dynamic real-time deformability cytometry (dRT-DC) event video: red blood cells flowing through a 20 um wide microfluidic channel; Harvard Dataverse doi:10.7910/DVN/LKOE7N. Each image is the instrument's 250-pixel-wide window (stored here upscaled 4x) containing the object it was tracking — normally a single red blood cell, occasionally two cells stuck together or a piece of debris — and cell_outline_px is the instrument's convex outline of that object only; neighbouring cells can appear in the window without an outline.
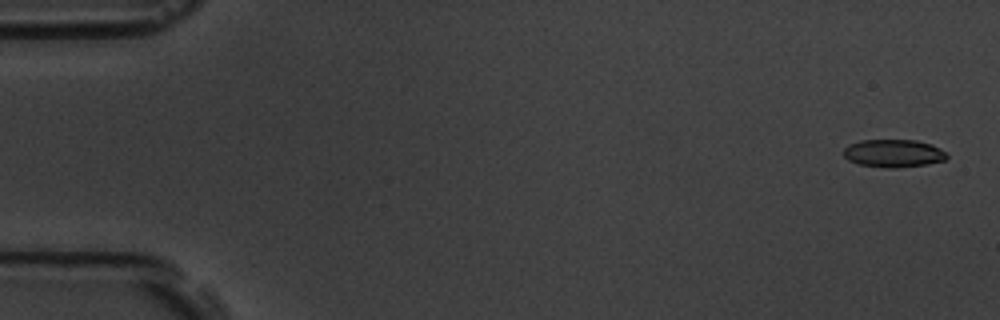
{"species": "common noctule bat (a hibernating species)", "species_latin": "Nyctalus noctula", "temperature_condition": "room temperature", "stored_images_in_passage": 15, "camera_frame_rate_fps": 3000, "um_per_image_px": 0.085, "animal": {"sex": "male", "body_mass_g": 19.5, "forearm_length_mm": 54.6}, "frame": {"image": 1, "passage_image": 1, "time_ms": 0.0, "image_size_px": [1000, 320], "cell_outline_px": [[948, 156], [944, 160], [928, 164], [896, 168], [888, 168], [860, 164], [848, 160], [844, 156], [844, 148], [848, 144], [860, 140], [916, 140], [932, 144], [940, 148]], "centroid_in_image_um": [75.94, 13.02], "position_along_channel_um": 9.1, "area_um2": 16.76}}
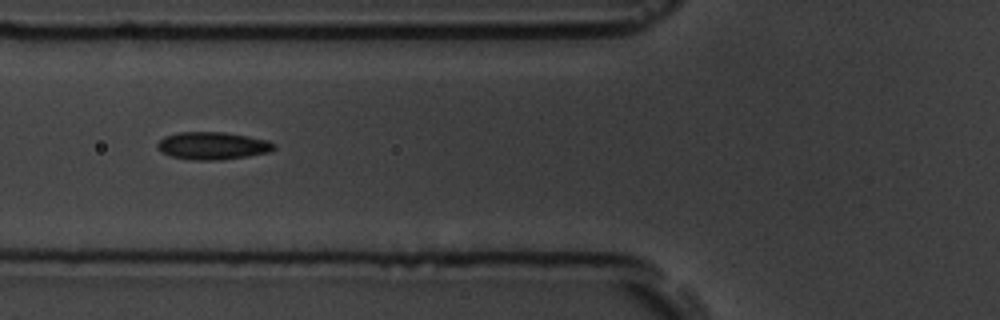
{"frame": {"image": 2, "passage_image": 6, "time_ms": 6.667, "image_size_px": [1000, 320], "cell_outline_px": [[276, 148], [272, 152], [248, 156], [220, 160], [196, 160], [172, 156], [160, 152], [156, 148], [156, 144], [164, 136], [180, 132], [224, 132], [248, 136], [268, 140], [276, 144]], "centroid_in_image_um": [18.1, 12.39], "position_along_channel_um": 107.7, "area_um2": 18.9}}
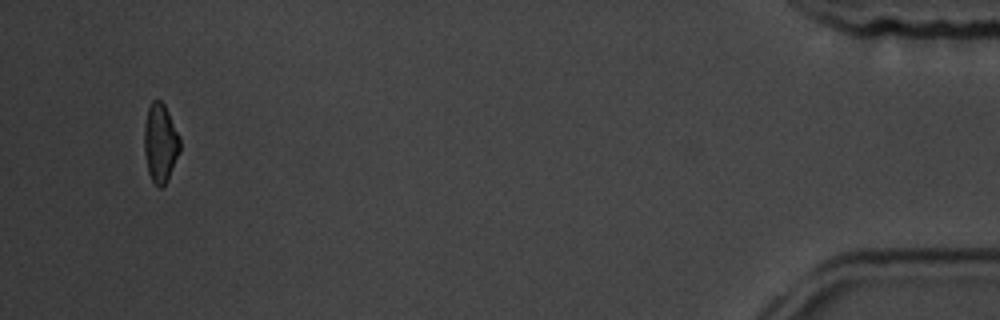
{"frame": {"image": 3, "passage_image": 15, "time_ms": 17.667, "image_size_px": [1000, 320], "cell_outline_px": [[180, 152], [168, 180], [160, 188], [156, 188], [148, 172], [144, 152], [144, 124], [148, 108], [152, 100], [160, 100], [164, 104], [180, 136]], "centroid_in_image_um": [13.63, 12.17], "position_along_channel_um": 421.6, "area_um2": 16.59}, "authors_computed_cell_mechanics": {"area_um2": 17.629, "velocity_mm_per_s": 3.5834, "shape_relaxation_time_tau1_ms": 2.7283, "shape_relaxation_time_tau2_ms": 2.1076, "deformation_change_tau1": 0.0889, "deformation_change_tau2": 0.0763}}